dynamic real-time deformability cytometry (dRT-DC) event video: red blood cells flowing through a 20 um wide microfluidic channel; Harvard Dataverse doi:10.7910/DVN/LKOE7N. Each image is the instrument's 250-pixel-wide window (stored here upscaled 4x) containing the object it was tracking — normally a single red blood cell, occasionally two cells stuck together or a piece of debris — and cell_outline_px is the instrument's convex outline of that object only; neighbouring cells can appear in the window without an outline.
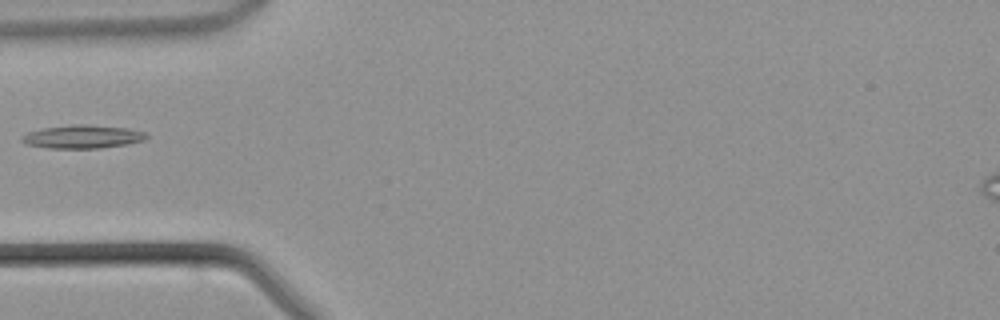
{"species": "common noctule bat (a hibernating species)", "species_latin": "Nyctalus noctula", "temperature_condition": "warm", "stored_images_in_passage": 31, "camera_frame_rate_fps": 3000, "um_per_image_px": 0.085, "animal": {"sex": "male", "body_mass_g": 21.5, "forearm_length_mm": 52.0}, "frame": {"image": 1, "passage_image": 1, "time_ms": 0.0, "image_size_px": [1000, 320], "cell_outline_px": [[148, 136], [144, 140], [128, 144], [100, 148], [48, 148], [28, 144], [20, 140], [20, 136], [28, 132], [44, 128], [72, 124], [84, 124], [128, 128], [148, 132]], "centroid_in_image_um": [7.05, 11.61], "position_along_channel_um": 78.0, "area_um2": 16.99}}
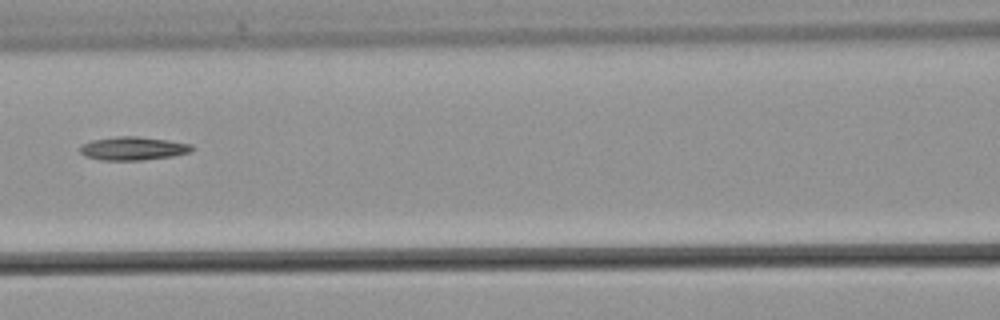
{"frame": {"image": 2, "passage_image": 6, "time_ms": 1.667, "image_size_px": [1000, 320], "cell_outline_px": [[196, 148], [188, 152], [172, 156], [140, 160], [100, 160], [84, 156], [80, 152], [80, 148], [84, 144], [92, 140], [116, 136], [136, 136], [192, 144]], "centroid_in_image_um": [11.29, 12.62], "position_along_channel_um": 155.3, "area_um2": 15.09}}
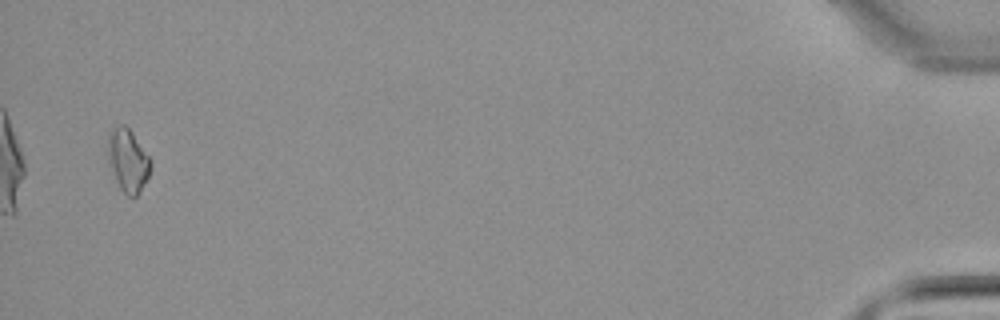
{"frame": {"image": 3, "passage_image": 30, "time_ms": 9.667, "image_size_px": [1000, 320], "cell_outline_px": [[152, 168], [140, 192], [136, 196], [128, 196], [120, 188], [116, 180], [112, 168], [108, 148], [108, 132], [112, 128], [120, 124], [124, 124], [132, 132], [148, 156], [152, 164]], "centroid_in_image_um": [10.89, 13.62], "position_along_channel_um": 424.3, "area_um2": 15.26}}